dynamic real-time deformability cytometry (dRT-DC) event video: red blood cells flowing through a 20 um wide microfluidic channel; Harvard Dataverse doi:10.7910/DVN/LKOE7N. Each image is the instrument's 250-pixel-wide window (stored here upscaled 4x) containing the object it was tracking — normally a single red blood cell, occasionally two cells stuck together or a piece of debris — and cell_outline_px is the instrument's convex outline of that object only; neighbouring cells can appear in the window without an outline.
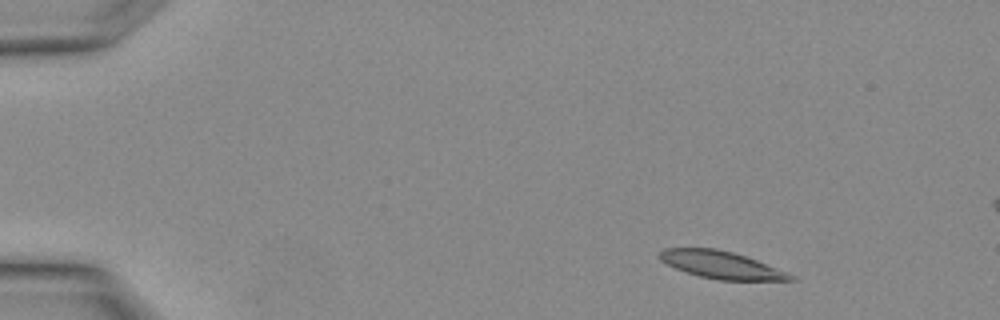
{"species": "Egyptian fruit bat (a non-hibernating species)", "species_latin": "Rousettus aegyptiacus", "temperature_condition": "warm", "stored_images_in_passage": 3, "camera_frame_rate_fps": 3000, "um_per_image_px": 0.085, "animal": {"sex": "female"}, "frame": {"image": 1, "passage_image": 1, "time_ms": 0.0, "image_size_px": [1000, 320], "cell_outline_px": [[796, 280], [716, 280], [700, 276], [676, 268], [660, 260], [660, 252], [664, 248], [716, 248], [732, 252], [756, 260], [788, 272], [796, 276]], "centroid_in_image_um": [61.34, 22.52], "position_along_channel_um": 23.7, "area_um2": 20.63}}